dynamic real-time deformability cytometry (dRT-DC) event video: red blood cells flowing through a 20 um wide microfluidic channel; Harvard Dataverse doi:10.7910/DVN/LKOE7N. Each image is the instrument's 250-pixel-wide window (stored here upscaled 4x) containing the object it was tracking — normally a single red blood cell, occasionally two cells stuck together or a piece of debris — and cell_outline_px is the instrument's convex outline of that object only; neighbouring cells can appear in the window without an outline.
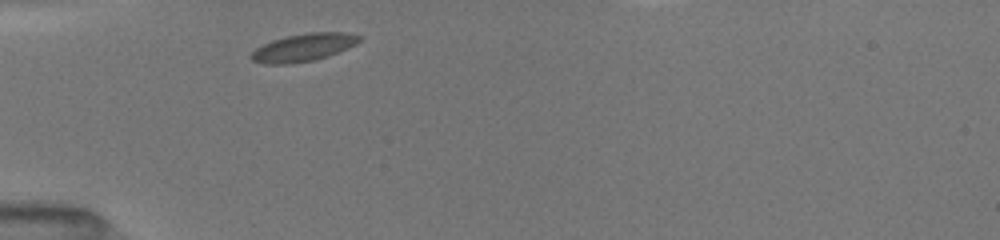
{"species": "common noctule bat (a hibernating species)", "species_latin": "Nyctalus noctula", "temperature_condition": "room temperature", "stored_images_in_passage": 10, "camera_frame_rate_fps": 3000, "um_per_image_px": 0.085, "animal": {"sex": "female", "body_mass_g": 19.5, "forearm_length_mm": 54.1}, "frame": {"image": 1, "passage_image": 1, "time_ms": 0.0, "image_size_px": [1000, 240], "cell_outline_px": [[364, 36], [356, 44], [348, 48], [328, 56], [312, 60], [288, 64], [264, 64], [252, 60], [248, 56], [256, 48], [272, 40], [288, 36], [308, 32], [348, 32]], "centroid_in_image_um": [25.82, 4.02], "position_along_channel_um": 59.2, "area_um2": 17.51}}
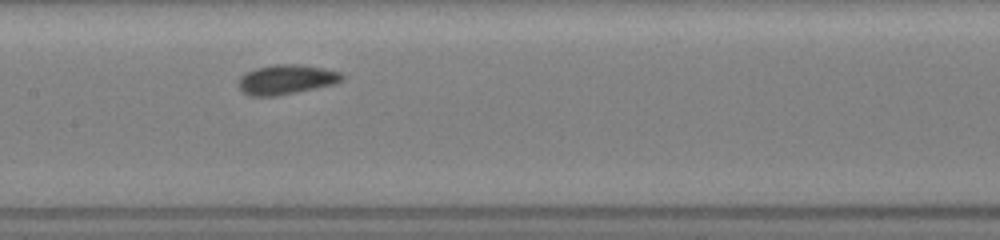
{"frame": {"image": 2, "passage_image": 6, "time_ms": 3.333, "image_size_px": [1000, 240], "cell_outline_px": [[344, 80], [336, 84], [276, 96], [248, 96], [236, 84], [240, 76], [256, 68], [276, 64], [296, 64], [324, 68], [340, 72], [344, 76]], "centroid_in_image_um": [24.34, 6.76], "position_along_channel_um": 183.1, "area_um2": 17.98}}
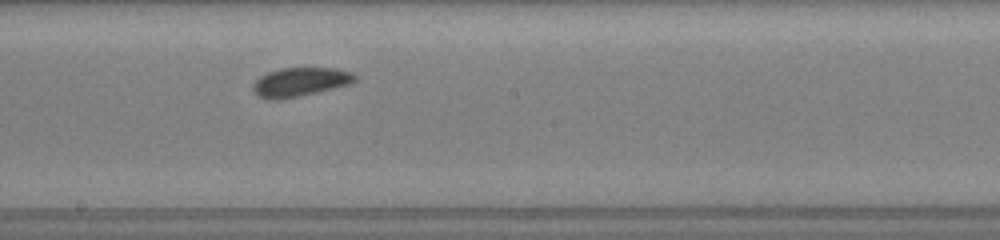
{"frame": {"image": 3, "passage_image": 7, "time_ms": 4.333, "image_size_px": [1000, 240], "cell_outline_px": [[356, 80], [352, 84], [280, 100], [268, 100], [252, 92], [252, 84], [260, 76], [268, 72], [280, 68], [336, 68], [352, 72], [356, 76]], "centroid_in_image_um": [25.5, 6.97], "position_along_channel_um": 222.7, "area_um2": 17.28}}